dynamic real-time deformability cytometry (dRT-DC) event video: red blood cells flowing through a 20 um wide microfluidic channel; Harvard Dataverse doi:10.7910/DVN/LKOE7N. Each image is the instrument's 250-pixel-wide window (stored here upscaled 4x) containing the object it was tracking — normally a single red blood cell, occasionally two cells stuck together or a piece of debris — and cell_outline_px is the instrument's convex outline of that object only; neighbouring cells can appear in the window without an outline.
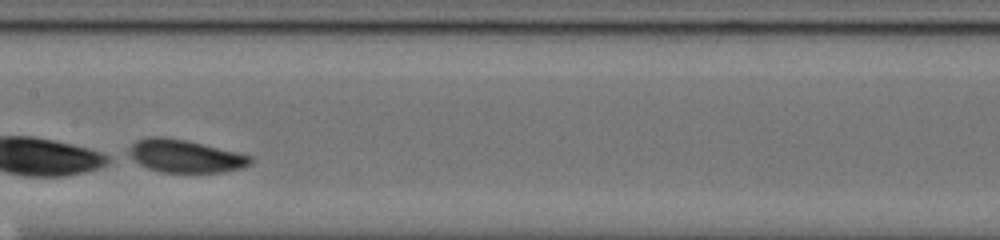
{"species": "common noctule bat (a hibernating species)", "species_latin": "Nyctalus noctula", "temperature_condition": "cold", "stored_images_in_passage": 26, "camera_frame_rate_fps": 3000, "um_per_image_px": 0.085, "animal": {"sex": "male", "body_mass_g": 20.0, "forearm_length_mm": 53.3}, "frame": {"image": 1, "passage_image": 15, "time_ms": 4.667, "image_size_px": [1000, 240], "cell_outline_px": [[252, 164], [240, 168], [224, 172], [160, 172], [148, 168], [140, 164], [128, 152], [128, 148], [136, 140], [148, 136], [164, 136], [188, 140], [252, 156]], "centroid_in_image_um": [15.73, 13.25], "position_along_channel_um": 191.7, "area_um2": 23.24}}